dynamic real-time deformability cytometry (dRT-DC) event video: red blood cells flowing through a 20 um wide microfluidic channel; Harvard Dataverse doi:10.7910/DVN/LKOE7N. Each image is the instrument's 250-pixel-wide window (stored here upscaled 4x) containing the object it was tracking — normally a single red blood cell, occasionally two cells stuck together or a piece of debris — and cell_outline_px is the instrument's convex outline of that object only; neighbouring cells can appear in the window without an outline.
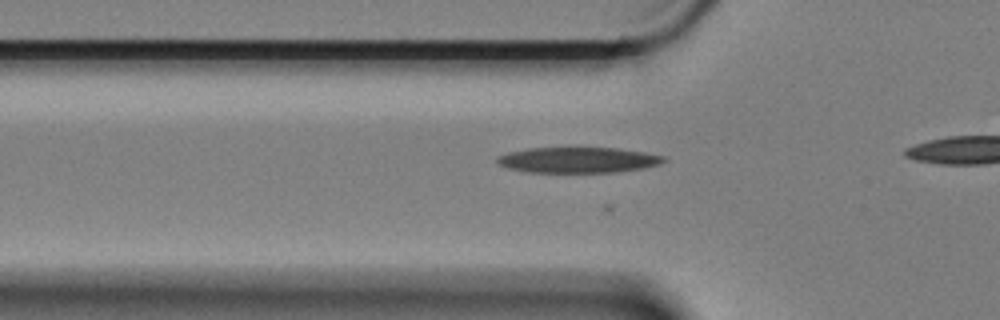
{"species": "Egyptian fruit bat (a non-hibernating species)", "species_latin": "Rousettus aegyptiacus", "temperature_condition": "cold", "stored_images_in_passage": 12, "camera_frame_rate_fps": 3000, "um_per_image_px": 0.085, "animal": {"sex": "female"}, "frame": {"image": 1, "passage_image": 5, "time_ms": 1.333, "image_size_px": [1000, 320], "cell_outline_px": [[668, 160], [660, 164], [644, 168], [616, 172], [528, 172], [508, 168], [500, 164], [496, 160], [500, 156], [508, 152], [528, 148], [616, 148], [644, 152], [664, 156]], "centroid_in_image_um": [49.18, 13.6], "position_along_channel_um": 76.6, "area_um2": 24.74}}